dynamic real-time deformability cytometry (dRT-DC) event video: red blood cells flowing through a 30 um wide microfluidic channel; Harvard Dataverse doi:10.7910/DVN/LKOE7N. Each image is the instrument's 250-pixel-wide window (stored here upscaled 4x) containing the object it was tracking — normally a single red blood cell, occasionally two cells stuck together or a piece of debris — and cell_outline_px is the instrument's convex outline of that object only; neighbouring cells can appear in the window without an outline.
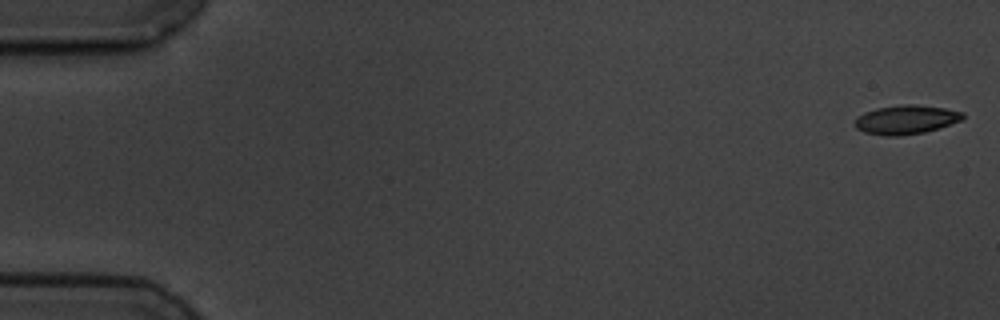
{"species": "common noctule bat (a hibernating species)", "species_latin": "Nyctalus noctula", "temperature_condition": "cold", "stored_images_in_passage": 7, "camera_frame_rate_fps": 3000, "um_per_image_px": 0.085, "animal": {"sex": "male", "body_mass_g": 19.5, "forearm_length_mm": 54.6}, "frame": {"image": 1, "passage_image": 1, "time_ms": 0.0, "image_size_px": [1000, 320], "cell_outline_px": [[964, 116], [960, 120], [924, 132], [900, 136], [884, 136], [864, 132], [856, 128], [856, 116], [864, 112], [876, 108], [900, 104], [916, 104], [944, 108], [964, 112]], "centroid_in_image_um": [76.96, 10.16], "position_along_channel_um": 8.0, "area_um2": 18.15}}
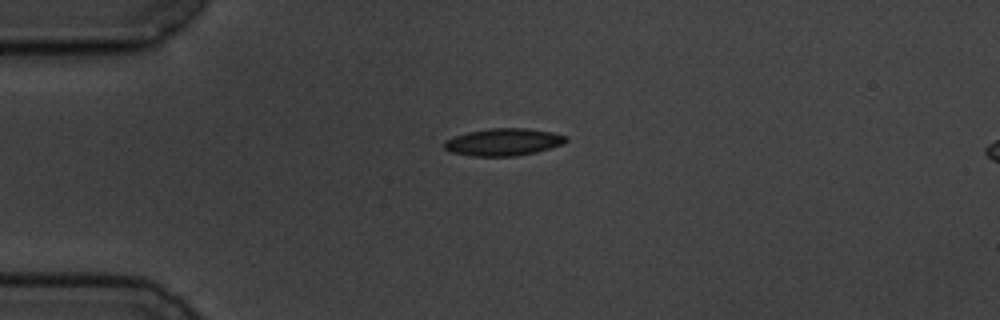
{"frame": {"image": 2, "passage_image": 5, "time_ms": 4.333, "image_size_px": [1000, 320], "cell_outline_px": [[568, 140], [564, 144], [536, 152], [516, 156], [472, 156], [452, 152], [444, 148], [444, 140], [468, 132], [488, 128], [528, 128], [552, 132], [568, 136]], "centroid_in_image_um": [42.83, 12.07], "position_along_channel_um": 42.2, "area_um2": 19.42}}
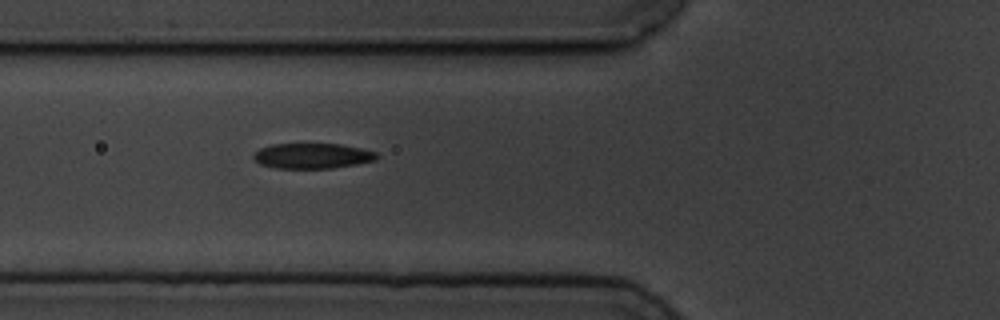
{"frame": {"image": 3, "passage_image": 7, "time_ms": 6.667, "image_size_px": [1000, 320], "cell_outline_px": [[380, 156], [376, 160], [356, 164], [332, 168], [276, 168], [260, 164], [252, 156], [260, 148], [272, 144], [340, 144], [360, 148], [376, 152]], "centroid_in_image_um": [26.57, 13.25], "position_along_channel_um": 99.2, "area_um2": 18.09}}